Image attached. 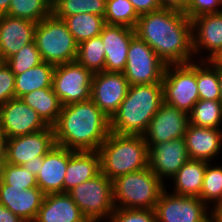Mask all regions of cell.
<instances>
[{
	"label": "cell",
	"instance_id": "obj_1",
	"mask_svg": "<svg viewBox=\"0 0 222 222\" xmlns=\"http://www.w3.org/2000/svg\"><path fill=\"white\" fill-rule=\"evenodd\" d=\"M135 33L167 64H186L194 59L192 21L170 9L139 15Z\"/></svg>",
	"mask_w": 222,
	"mask_h": 222
},
{
	"label": "cell",
	"instance_id": "obj_2",
	"mask_svg": "<svg viewBox=\"0 0 222 222\" xmlns=\"http://www.w3.org/2000/svg\"><path fill=\"white\" fill-rule=\"evenodd\" d=\"M52 127L56 145L98 151L110 133V119L90 99L64 105Z\"/></svg>",
	"mask_w": 222,
	"mask_h": 222
},
{
	"label": "cell",
	"instance_id": "obj_3",
	"mask_svg": "<svg viewBox=\"0 0 222 222\" xmlns=\"http://www.w3.org/2000/svg\"><path fill=\"white\" fill-rule=\"evenodd\" d=\"M163 102L162 83L130 85L110 119V132L143 135Z\"/></svg>",
	"mask_w": 222,
	"mask_h": 222
},
{
	"label": "cell",
	"instance_id": "obj_4",
	"mask_svg": "<svg viewBox=\"0 0 222 222\" xmlns=\"http://www.w3.org/2000/svg\"><path fill=\"white\" fill-rule=\"evenodd\" d=\"M101 172L110 180L148 167V147L143 135L110 132L98 150Z\"/></svg>",
	"mask_w": 222,
	"mask_h": 222
},
{
	"label": "cell",
	"instance_id": "obj_5",
	"mask_svg": "<svg viewBox=\"0 0 222 222\" xmlns=\"http://www.w3.org/2000/svg\"><path fill=\"white\" fill-rule=\"evenodd\" d=\"M113 183L115 208L155 209L161 193L167 188L150 167L118 176Z\"/></svg>",
	"mask_w": 222,
	"mask_h": 222
},
{
	"label": "cell",
	"instance_id": "obj_6",
	"mask_svg": "<svg viewBox=\"0 0 222 222\" xmlns=\"http://www.w3.org/2000/svg\"><path fill=\"white\" fill-rule=\"evenodd\" d=\"M43 61L65 64L76 60L78 43L63 19L53 13L37 23L34 38Z\"/></svg>",
	"mask_w": 222,
	"mask_h": 222
},
{
	"label": "cell",
	"instance_id": "obj_7",
	"mask_svg": "<svg viewBox=\"0 0 222 222\" xmlns=\"http://www.w3.org/2000/svg\"><path fill=\"white\" fill-rule=\"evenodd\" d=\"M163 101L189 114L199 100L197 89V61L169 64L163 80Z\"/></svg>",
	"mask_w": 222,
	"mask_h": 222
},
{
	"label": "cell",
	"instance_id": "obj_8",
	"mask_svg": "<svg viewBox=\"0 0 222 222\" xmlns=\"http://www.w3.org/2000/svg\"><path fill=\"white\" fill-rule=\"evenodd\" d=\"M67 193L85 217L94 218L99 222L104 219L107 222L115 209L112 180L102 172Z\"/></svg>",
	"mask_w": 222,
	"mask_h": 222
},
{
	"label": "cell",
	"instance_id": "obj_9",
	"mask_svg": "<svg viewBox=\"0 0 222 222\" xmlns=\"http://www.w3.org/2000/svg\"><path fill=\"white\" fill-rule=\"evenodd\" d=\"M167 64L137 35L129 46L123 71L130 85L162 83Z\"/></svg>",
	"mask_w": 222,
	"mask_h": 222
},
{
	"label": "cell",
	"instance_id": "obj_10",
	"mask_svg": "<svg viewBox=\"0 0 222 222\" xmlns=\"http://www.w3.org/2000/svg\"><path fill=\"white\" fill-rule=\"evenodd\" d=\"M93 73L76 60L55 66L52 88L62 105L91 99Z\"/></svg>",
	"mask_w": 222,
	"mask_h": 222
},
{
	"label": "cell",
	"instance_id": "obj_11",
	"mask_svg": "<svg viewBox=\"0 0 222 222\" xmlns=\"http://www.w3.org/2000/svg\"><path fill=\"white\" fill-rule=\"evenodd\" d=\"M210 209L199 197L179 196L165 189L154 211L157 222H210Z\"/></svg>",
	"mask_w": 222,
	"mask_h": 222
},
{
	"label": "cell",
	"instance_id": "obj_12",
	"mask_svg": "<svg viewBox=\"0 0 222 222\" xmlns=\"http://www.w3.org/2000/svg\"><path fill=\"white\" fill-rule=\"evenodd\" d=\"M129 86L123 72L104 70L94 73L91 82V100L111 119L127 95Z\"/></svg>",
	"mask_w": 222,
	"mask_h": 222
},
{
	"label": "cell",
	"instance_id": "obj_13",
	"mask_svg": "<svg viewBox=\"0 0 222 222\" xmlns=\"http://www.w3.org/2000/svg\"><path fill=\"white\" fill-rule=\"evenodd\" d=\"M48 125L21 98H12L0 107V133L7 139L35 133Z\"/></svg>",
	"mask_w": 222,
	"mask_h": 222
},
{
	"label": "cell",
	"instance_id": "obj_14",
	"mask_svg": "<svg viewBox=\"0 0 222 222\" xmlns=\"http://www.w3.org/2000/svg\"><path fill=\"white\" fill-rule=\"evenodd\" d=\"M188 125L189 116L186 112L163 101L143 134L148 149L155 143L184 137Z\"/></svg>",
	"mask_w": 222,
	"mask_h": 222
},
{
	"label": "cell",
	"instance_id": "obj_15",
	"mask_svg": "<svg viewBox=\"0 0 222 222\" xmlns=\"http://www.w3.org/2000/svg\"><path fill=\"white\" fill-rule=\"evenodd\" d=\"M191 21L195 58L200 56V61L217 59L222 54V12L203 14ZM202 51L208 54L201 57Z\"/></svg>",
	"mask_w": 222,
	"mask_h": 222
},
{
	"label": "cell",
	"instance_id": "obj_16",
	"mask_svg": "<svg viewBox=\"0 0 222 222\" xmlns=\"http://www.w3.org/2000/svg\"><path fill=\"white\" fill-rule=\"evenodd\" d=\"M54 145V130L51 126L35 133L8 138L6 162L23 165L38 161V157L46 155Z\"/></svg>",
	"mask_w": 222,
	"mask_h": 222
},
{
	"label": "cell",
	"instance_id": "obj_17",
	"mask_svg": "<svg viewBox=\"0 0 222 222\" xmlns=\"http://www.w3.org/2000/svg\"><path fill=\"white\" fill-rule=\"evenodd\" d=\"M148 166L163 182L171 178L190 157L185 138L155 143L148 149ZM165 178V179H164Z\"/></svg>",
	"mask_w": 222,
	"mask_h": 222
},
{
	"label": "cell",
	"instance_id": "obj_18",
	"mask_svg": "<svg viewBox=\"0 0 222 222\" xmlns=\"http://www.w3.org/2000/svg\"><path fill=\"white\" fill-rule=\"evenodd\" d=\"M135 29L122 25L103 26L99 35L105 48V71L123 72L127 62V55Z\"/></svg>",
	"mask_w": 222,
	"mask_h": 222
},
{
	"label": "cell",
	"instance_id": "obj_19",
	"mask_svg": "<svg viewBox=\"0 0 222 222\" xmlns=\"http://www.w3.org/2000/svg\"><path fill=\"white\" fill-rule=\"evenodd\" d=\"M37 23L8 15L0 16V59L5 62L34 41Z\"/></svg>",
	"mask_w": 222,
	"mask_h": 222
},
{
	"label": "cell",
	"instance_id": "obj_20",
	"mask_svg": "<svg viewBox=\"0 0 222 222\" xmlns=\"http://www.w3.org/2000/svg\"><path fill=\"white\" fill-rule=\"evenodd\" d=\"M68 161L69 149L56 144L43 156V163L40 164L36 182L45 195L64 192V178Z\"/></svg>",
	"mask_w": 222,
	"mask_h": 222
},
{
	"label": "cell",
	"instance_id": "obj_21",
	"mask_svg": "<svg viewBox=\"0 0 222 222\" xmlns=\"http://www.w3.org/2000/svg\"><path fill=\"white\" fill-rule=\"evenodd\" d=\"M45 194L39 187L16 189L0 180V204L25 222H34Z\"/></svg>",
	"mask_w": 222,
	"mask_h": 222
},
{
	"label": "cell",
	"instance_id": "obj_22",
	"mask_svg": "<svg viewBox=\"0 0 222 222\" xmlns=\"http://www.w3.org/2000/svg\"><path fill=\"white\" fill-rule=\"evenodd\" d=\"M190 159L212 161L222 149V129L189 124L184 135Z\"/></svg>",
	"mask_w": 222,
	"mask_h": 222
},
{
	"label": "cell",
	"instance_id": "obj_23",
	"mask_svg": "<svg viewBox=\"0 0 222 222\" xmlns=\"http://www.w3.org/2000/svg\"><path fill=\"white\" fill-rule=\"evenodd\" d=\"M85 216L67 192L47 194L34 222H79Z\"/></svg>",
	"mask_w": 222,
	"mask_h": 222
},
{
	"label": "cell",
	"instance_id": "obj_24",
	"mask_svg": "<svg viewBox=\"0 0 222 222\" xmlns=\"http://www.w3.org/2000/svg\"><path fill=\"white\" fill-rule=\"evenodd\" d=\"M101 172L98 151L69 150V161L64 178V192L94 178Z\"/></svg>",
	"mask_w": 222,
	"mask_h": 222
},
{
	"label": "cell",
	"instance_id": "obj_25",
	"mask_svg": "<svg viewBox=\"0 0 222 222\" xmlns=\"http://www.w3.org/2000/svg\"><path fill=\"white\" fill-rule=\"evenodd\" d=\"M208 161L189 159L171 178L174 187L170 192L179 196L199 197Z\"/></svg>",
	"mask_w": 222,
	"mask_h": 222
},
{
	"label": "cell",
	"instance_id": "obj_26",
	"mask_svg": "<svg viewBox=\"0 0 222 222\" xmlns=\"http://www.w3.org/2000/svg\"><path fill=\"white\" fill-rule=\"evenodd\" d=\"M21 99L25 104L34 109L41 119L51 127L56 123L63 107L53 88L34 90L22 96Z\"/></svg>",
	"mask_w": 222,
	"mask_h": 222
},
{
	"label": "cell",
	"instance_id": "obj_27",
	"mask_svg": "<svg viewBox=\"0 0 222 222\" xmlns=\"http://www.w3.org/2000/svg\"><path fill=\"white\" fill-rule=\"evenodd\" d=\"M55 65L43 61L25 72L15 75V96H22L38 89L52 88Z\"/></svg>",
	"mask_w": 222,
	"mask_h": 222
},
{
	"label": "cell",
	"instance_id": "obj_28",
	"mask_svg": "<svg viewBox=\"0 0 222 222\" xmlns=\"http://www.w3.org/2000/svg\"><path fill=\"white\" fill-rule=\"evenodd\" d=\"M197 89L200 100H220L219 60H197Z\"/></svg>",
	"mask_w": 222,
	"mask_h": 222
},
{
	"label": "cell",
	"instance_id": "obj_29",
	"mask_svg": "<svg viewBox=\"0 0 222 222\" xmlns=\"http://www.w3.org/2000/svg\"><path fill=\"white\" fill-rule=\"evenodd\" d=\"M64 22L78 44L99 36L105 25L103 16L90 13H82L66 17Z\"/></svg>",
	"mask_w": 222,
	"mask_h": 222
},
{
	"label": "cell",
	"instance_id": "obj_30",
	"mask_svg": "<svg viewBox=\"0 0 222 222\" xmlns=\"http://www.w3.org/2000/svg\"><path fill=\"white\" fill-rule=\"evenodd\" d=\"M189 124L204 128H220L222 103L220 100H198L188 114Z\"/></svg>",
	"mask_w": 222,
	"mask_h": 222
},
{
	"label": "cell",
	"instance_id": "obj_31",
	"mask_svg": "<svg viewBox=\"0 0 222 222\" xmlns=\"http://www.w3.org/2000/svg\"><path fill=\"white\" fill-rule=\"evenodd\" d=\"M76 61L93 74L105 70V48L100 36L78 45Z\"/></svg>",
	"mask_w": 222,
	"mask_h": 222
},
{
	"label": "cell",
	"instance_id": "obj_32",
	"mask_svg": "<svg viewBox=\"0 0 222 222\" xmlns=\"http://www.w3.org/2000/svg\"><path fill=\"white\" fill-rule=\"evenodd\" d=\"M105 7V0H56L52 4V13L63 20L66 17L82 13L104 17Z\"/></svg>",
	"mask_w": 222,
	"mask_h": 222
},
{
	"label": "cell",
	"instance_id": "obj_33",
	"mask_svg": "<svg viewBox=\"0 0 222 222\" xmlns=\"http://www.w3.org/2000/svg\"><path fill=\"white\" fill-rule=\"evenodd\" d=\"M52 13L49 0H11L6 15L39 23Z\"/></svg>",
	"mask_w": 222,
	"mask_h": 222
},
{
	"label": "cell",
	"instance_id": "obj_34",
	"mask_svg": "<svg viewBox=\"0 0 222 222\" xmlns=\"http://www.w3.org/2000/svg\"><path fill=\"white\" fill-rule=\"evenodd\" d=\"M139 15L129 0H107L105 7V24L122 25L134 29Z\"/></svg>",
	"mask_w": 222,
	"mask_h": 222
},
{
	"label": "cell",
	"instance_id": "obj_35",
	"mask_svg": "<svg viewBox=\"0 0 222 222\" xmlns=\"http://www.w3.org/2000/svg\"><path fill=\"white\" fill-rule=\"evenodd\" d=\"M213 164V166H212ZM199 198L208 206L222 202V166L208 162ZM211 204V205H210ZM210 205V206H209Z\"/></svg>",
	"mask_w": 222,
	"mask_h": 222
},
{
	"label": "cell",
	"instance_id": "obj_36",
	"mask_svg": "<svg viewBox=\"0 0 222 222\" xmlns=\"http://www.w3.org/2000/svg\"><path fill=\"white\" fill-rule=\"evenodd\" d=\"M0 180L16 189L38 187L35 175L22 165H14L7 162L0 168Z\"/></svg>",
	"mask_w": 222,
	"mask_h": 222
},
{
	"label": "cell",
	"instance_id": "obj_37",
	"mask_svg": "<svg viewBox=\"0 0 222 222\" xmlns=\"http://www.w3.org/2000/svg\"><path fill=\"white\" fill-rule=\"evenodd\" d=\"M6 64L14 75H19L26 70L43 62L40 52L37 49L35 40L22 47L16 54L7 59Z\"/></svg>",
	"mask_w": 222,
	"mask_h": 222
},
{
	"label": "cell",
	"instance_id": "obj_38",
	"mask_svg": "<svg viewBox=\"0 0 222 222\" xmlns=\"http://www.w3.org/2000/svg\"><path fill=\"white\" fill-rule=\"evenodd\" d=\"M108 222H157L154 209L115 208Z\"/></svg>",
	"mask_w": 222,
	"mask_h": 222
},
{
	"label": "cell",
	"instance_id": "obj_39",
	"mask_svg": "<svg viewBox=\"0 0 222 222\" xmlns=\"http://www.w3.org/2000/svg\"><path fill=\"white\" fill-rule=\"evenodd\" d=\"M12 98H16L15 75L6 62H4L0 66V107Z\"/></svg>",
	"mask_w": 222,
	"mask_h": 222
},
{
	"label": "cell",
	"instance_id": "obj_40",
	"mask_svg": "<svg viewBox=\"0 0 222 222\" xmlns=\"http://www.w3.org/2000/svg\"><path fill=\"white\" fill-rule=\"evenodd\" d=\"M222 12V0H190L185 14L189 19L203 14Z\"/></svg>",
	"mask_w": 222,
	"mask_h": 222
},
{
	"label": "cell",
	"instance_id": "obj_41",
	"mask_svg": "<svg viewBox=\"0 0 222 222\" xmlns=\"http://www.w3.org/2000/svg\"><path fill=\"white\" fill-rule=\"evenodd\" d=\"M138 15L158 11L161 8L159 0H129Z\"/></svg>",
	"mask_w": 222,
	"mask_h": 222
},
{
	"label": "cell",
	"instance_id": "obj_42",
	"mask_svg": "<svg viewBox=\"0 0 222 222\" xmlns=\"http://www.w3.org/2000/svg\"><path fill=\"white\" fill-rule=\"evenodd\" d=\"M190 0H159L161 8L185 13Z\"/></svg>",
	"mask_w": 222,
	"mask_h": 222
},
{
	"label": "cell",
	"instance_id": "obj_43",
	"mask_svg": "<svg viewBox=\"0 0 222 222\" xmlns=\"http://www.w3.org/2000/svg\"><path fill=\"white\" fill-rule=\"evenodd\" d=\"M0 222H25L18 215H15L5 206L0 204Z\"/></svg>",
	"mask_w": 222,
	"mask_h": 222
},
{
	"label": "cell",
	"instance_id": "obj_44",
	"mask_svg": "<svg viewBox=\"0 0 222 222\" xmlns=\"http://www.w3.org/2000/svg\"><path fill=\"white\" fill-rule=\"evenodd\" d=\"M210 209V222H222V202H219Z\"/></svg>",
	"mask_w": 222,
	"mask_h": 222
},
{
	"label": "cell",
	"instance_id": "obj_45",
	"mask_svg": "<svg viewBox=\"0 0 222 222\" xmlns=\"http://www.w3.org/2000/svg\"><path fill=\"white\" fill-rule=\"evenodd\" d=\"M43 163V156L38 157V161L26 162L22 166L25 167L33 175L37 176L40 164Z\"/></svg>",
	"mask_w": 222,
	"mask_h": 222
},
{
	"label": "cell",
	"instance_id": "obj_46",
	"mask_svg": "<svg viewBox=\"0 0 222 222\" xmlns=\"http://www.w3.org/2000/svg\"><path fill=\"white\" fill-rule=\"evenodd\" d=\"M7 138L0 133V168L6 162Z\"/></svg>",
	"mask_w": 222,
	"mask_h": 222
},
{
	"label": "cell",
	"instance_id": "obj_47",
	"mask_svg": "<svg viewBox=\"0 0 222 222\" xmlns=\"http://www.w3.org/2000/svg\"><path fill=\"white\" fill-rule=\"evenodd\" d=\"M10 2L11 0H0V16L7 14Z\"/></svg>",
	"mask_w": 222,
	"mask_h": 222
},
{
	"label": "cell",
	"instance_id": "obj_48",
	"mask_svg": "<svg viewBox=\"0 0 222 222\" xmlns=\"http://www.w3.org/2000/svg\"><path fill=\"white\" fill-rule=\"evenodd\" d=\"M220 101L222 103V63L219 61Z\"/></svg>",
	"mask_w": 222,
	"mask_h": 222
},
{
	"label": "cell",
	"instance_id": "obj_49",
	"mask_svg": "<svg viewBox=\"0 0 222 222\" xmlns=\"http://www.w3.org/2000/svg\"><path fill=\"white\" fill-rule=\"evenodd\" d=\"M79 222H99V221L94 218L85 217L84 219H82Z\"/></svg>",
	"mask_w": 222,
	"mask_h": 222
},
{
	"label": "cell",
	"instance_id": "obj_50",
	"mask_svg": "<svg viewBox=\"0 0 222 222\" xmlns=\"http://www.w3.org/2000/svg\"><path fill=\"white\" fill-rule=\"evenodd\" d=\"M217 59L222 63V54Z\"/></svg>",
	"mask_w": 222,
	"mask_h": 222
},
{
	"label": "cell",
	"instance_id": "obj_51",
	"mask_svg": "<svg viewBox=\"0 0 222 222\" xmlns=\"http://www.w3.org/2000/svg\"><path fill=\"white\" fill-rule=\"evenodd\" d=\"M51 4H53L56 0H49Z\"/></svg>",
	"mask_w": 222,
	"mask_h": 222
},
{
	"label": "cell",
	"instance_id": "obj_52",
	"mask_svg": "<svg viewBox=\"0 0 222 222\" xmlns=\"http://www.w3.org/2000/svg\"><path fill=\"white\" fill-rule=\"evenodd\" d=\"M4 62L0 59V66L3 64Z\"/></svg>",
	"mask_w": 222,
	"mask_h": 222
}]
</instances>
